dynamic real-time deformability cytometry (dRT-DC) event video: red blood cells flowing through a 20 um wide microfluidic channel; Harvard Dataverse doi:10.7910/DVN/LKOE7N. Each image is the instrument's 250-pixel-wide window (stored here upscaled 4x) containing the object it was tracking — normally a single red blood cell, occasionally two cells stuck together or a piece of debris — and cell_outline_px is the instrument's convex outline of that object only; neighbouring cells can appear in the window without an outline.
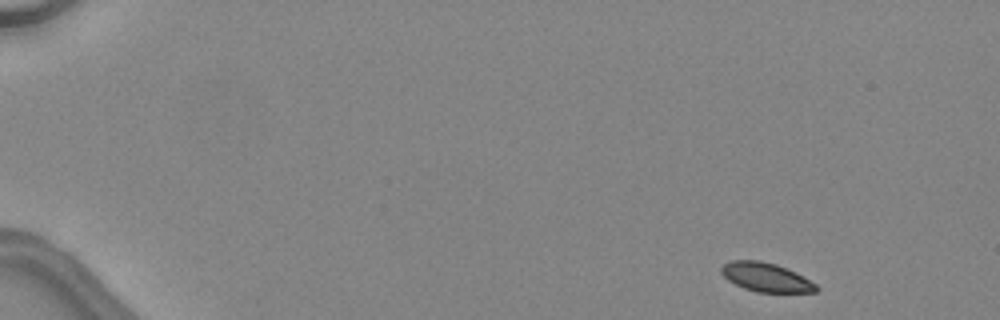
{"species": "common noctule bat (a hibernating species)", "species_latin": "Nyctalus noctula", "temperature_condition": "warm", "stored_images_in_passage": 44, "camera_frame_rate_fps": 3000, "um_per_image_px": 0.085, "animal": {"sex": "female", "body_mass_g": 24.6, "forearm_length_mm": 56.2}, "frame": {"image": 1, "passage_image": 1, "time_ms": 0.0, "image_size_px": [1000, 320], "cell_outline_px": [[820, 288], [816, 292], [756, 292], [744, 288], [728, 280], [720, 272], [720, 268], [724, 264], [732, 260], [760, 260], [776, 264], [788, 268], [796, 272], [816, 284]], "centroid_in_image_um": [65.12, 23.56], "position_along_channel_um": 19.9, "area_um2": 16.07}}
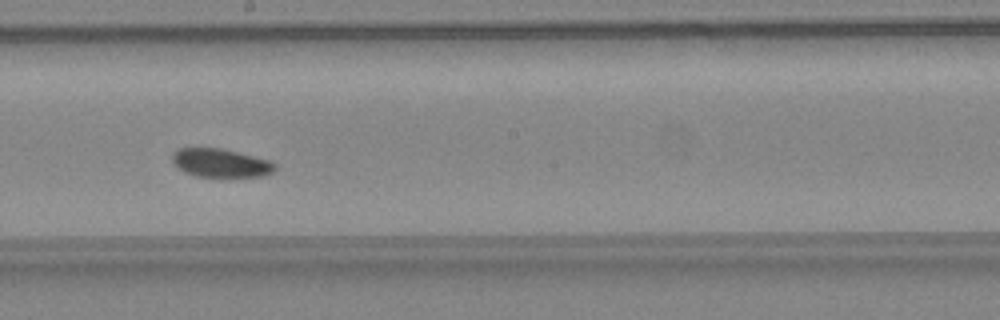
{"frame": {"image": 2, "passage_image": 25, "time_ms": 8.0, "image_size_px": [1000, 320], "cell_outline_px": [[276, 168], [272, 172], [260, 176], [196, 176], [184, 172], [172, 160], [172, 156], [180, 148], [220, 148], [272, 160], [276, 164]], "centroid_in_image_um": [18.8, 13.84], "position_along_channel_um": 229.4, "area_um2": 16.76}}
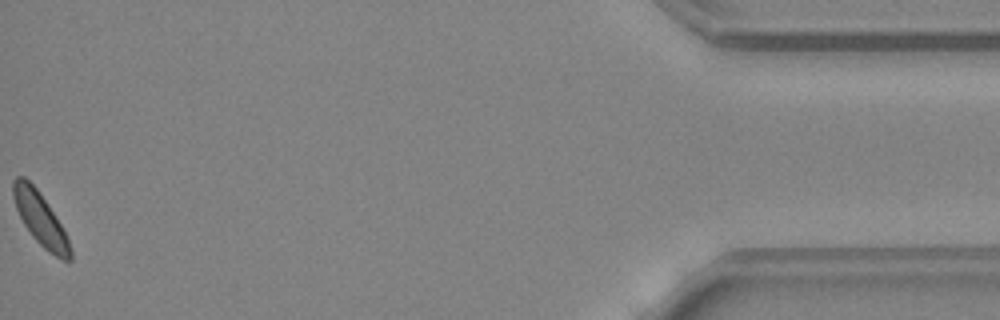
{"frame": {"image": 3, "passage_image": 44, "time_ms": 14.333, "image_size_px": [1000, 320], "cell_outline_px": [[72, 260], [60, 260], [48, 252], [32, 236], [24, 224], [16, 208], [12, 196], [12, 180], [16, 176], [24, 176], [36, 188], [60, 224], [68, 240], [72, 252]], "centroid_in_image_um": [3.4, 18.62], "position_along_channel_um": 431.8, "area_um2": 17.22}, "authors_computed_cell_mechanics": {"area_um2": 17.4845, "velocity_mm_per_s": 4.48, "shape_relaxation_time_tau1_ms": 0.8051, "shape_relaxation_time_tau2_ms": null, "deformation_change_tau1": 0.0602, "deformation_change_tau2": null}}